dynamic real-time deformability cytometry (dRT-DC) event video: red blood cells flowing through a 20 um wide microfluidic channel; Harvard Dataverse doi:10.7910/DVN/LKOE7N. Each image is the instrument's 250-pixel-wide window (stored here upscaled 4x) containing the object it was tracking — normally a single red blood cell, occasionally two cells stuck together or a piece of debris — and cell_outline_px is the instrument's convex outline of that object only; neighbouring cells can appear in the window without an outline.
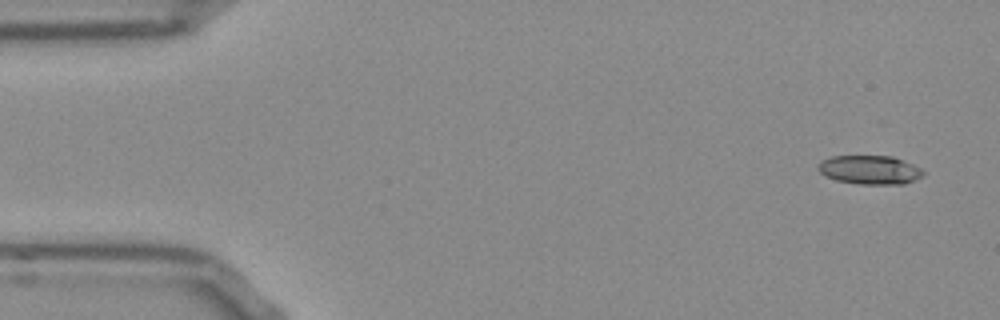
{"species": "Egyptian fruit bat (a non-hibernating species)", "species_latin": "Rousettus aegyptiacus", "temperature_condition": "room temperature", "stored_images_in_passage": 51, "camera_frame_rate_fps": 3000, "um_per_image_px": 0.085, "frame": {"image": 1, "passage_image": 1, "time_ms": 0.0, "image_size_px": [1000, 320], "cell_outline_px": [[924, 176], [904, 184], [860, 184], [836, 180], [820, 172], [816, 168], [820, 160], [832, 156], [892, 156], [912, 164], [920, 168], [924, 172]], "centroid_in_image_um": [73.92, 14.43], "position_along_channel_um": 11.1, "area_um2": 17.63}}
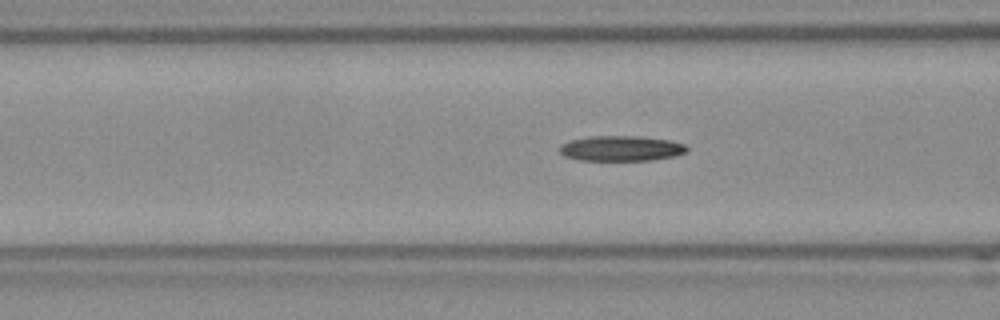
{"frame": {"image": 2, "passage_image": 18, "time_ms": 5.667, "image_size_px": [1000, 320], "cell_outline_px": [[688, 152], [676, 156], [652, 160], [580, 160], [564, 156], [560, 152], [560, 144], [572, 140], [592, 136], [640, 136], [668, 140], [684, 144], [688, 148]], "centroid_in_image_um": [52.82, 12.62], "position_along_channel_um": 113.8, "area_um2": 18.73}}
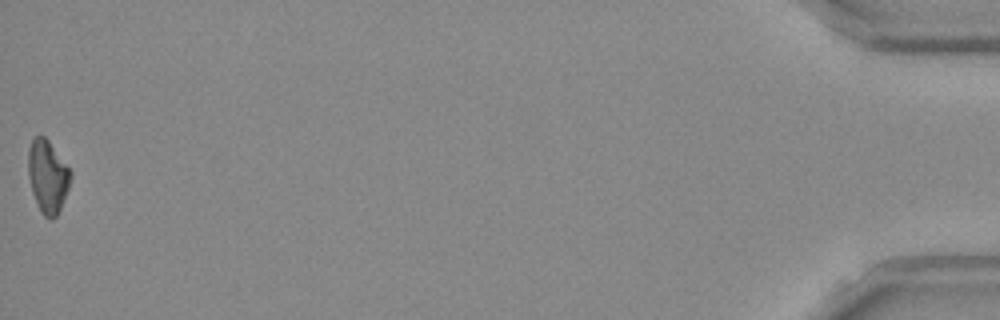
{"frame": {"image": 3, "passage_image": 51, "time_ms": 16.667, "image_size_px": [1000, 320], "cell_outline_px": [[72, 176], [68, 188], [60, 208], [56, 216], [52, 220], [44, 216], [40, 212], [32, 192], [28, 176], [28, 148], [32, 140], [36, 136], [44, 136], [48, 140], [72, 172]], "centroid_in_image_um": [4.04, 15.0], "position_along_channel_um": 431.2, "area_um2": 17.86}}